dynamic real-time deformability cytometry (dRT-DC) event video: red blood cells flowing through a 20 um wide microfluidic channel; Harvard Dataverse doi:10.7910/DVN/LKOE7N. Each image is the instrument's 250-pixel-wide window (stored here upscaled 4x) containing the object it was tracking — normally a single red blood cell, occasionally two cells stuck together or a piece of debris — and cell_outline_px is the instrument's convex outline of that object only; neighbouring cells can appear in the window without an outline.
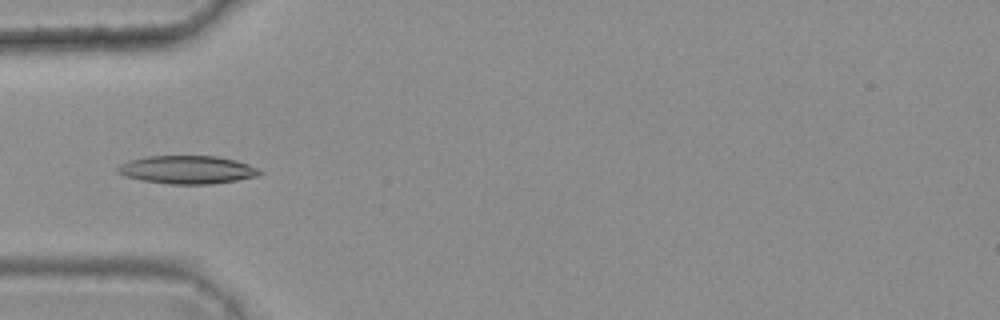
{"species": "common noctule bat (a hibernating species)", "species_latin": "Nyctalus noctula", "temperature_condition": "warm", "stored_images_in_passage": 6, "camera_frame_rate_fps": 3000, "um_per_image_px": 0.085, "animal": {"sex": "female", "body_mass_g": 25.1}, "frame": {"image": 1, "passage_image": 4, "time_ms": 1.0, "image_size_px": [1000, 320], "cell_outline_px": [[264, 172], [256, 176], [236, 180], [212, 184], [168, 184], [140, 180], [124, 176], [116, 172], [116, 168], [120, 164], [128, 160], [144, 156], [216, 156], [236, 160], [248, 164]], "centroid_in_image_um": [15.86, 14.42], "position_along_channel_um": 69.1, "area_um2": 23.41}}
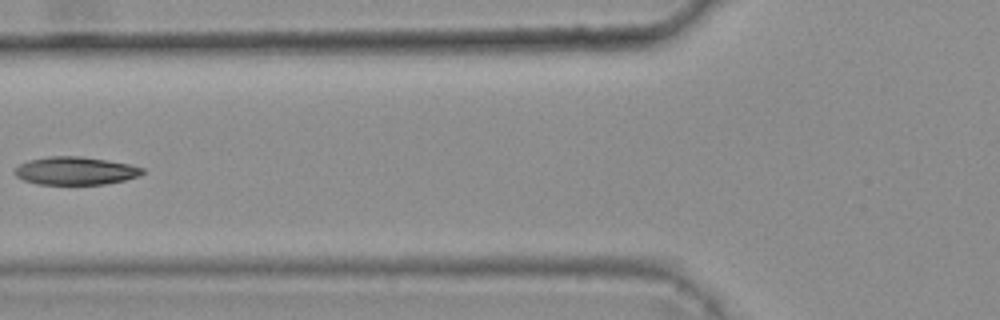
{"frame": {"image": 2, "passage_image": 5, "time_ms": 1.333, "image_size_px": [1000, 320], "cell_outline_px": [[144, 172], [136, 176], [124, 180], [104, 184], [40, 184], [24, 180], [16, 176], [12, 172], [20, 164], [28, 160], [48, 156], [80, 156], [108, 160], [128, 164], [144, 168]], "centroid_in_image_um": [6.38, 14.51], "position_along_channel_um": 119.4, "area_um2": 20.69}}
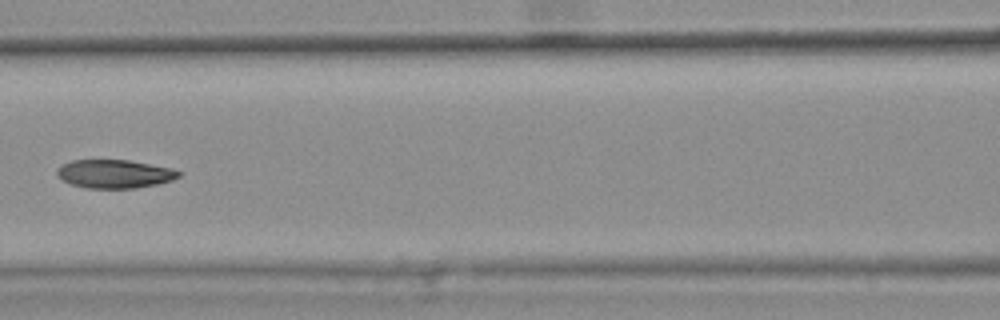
{"frame": {"image": 3, "passage_image": 6, "time_ms": 1.667, "image_size_px": [1000, 320], "cell_outline_px": [[180, 176], [172, 180], [156, 184], [136, 188], [84, 188], [72, 184], [64, 180], [56, 172], [56, 168], [72, 160], [128, 160], [168, 168], [180, 172]], "centroid_in_image_um": [9.71, 14.78], "position_along_channel_um": 156.9, "area_um2": 19.83}}